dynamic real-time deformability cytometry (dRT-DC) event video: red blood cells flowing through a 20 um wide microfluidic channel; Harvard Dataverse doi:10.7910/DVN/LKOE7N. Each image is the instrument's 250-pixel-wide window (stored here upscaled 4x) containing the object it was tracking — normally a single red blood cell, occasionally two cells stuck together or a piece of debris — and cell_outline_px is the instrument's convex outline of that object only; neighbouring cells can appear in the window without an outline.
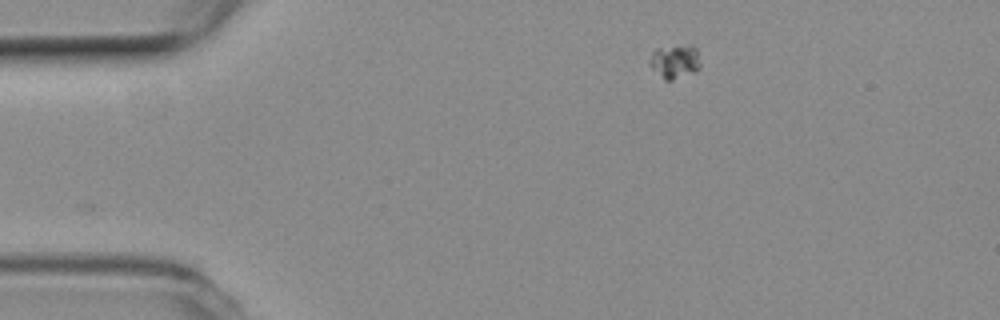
{"species": "common noctule bat (a hibernating species)", "species_latin": "Nyctalus noctula", "temperature_condition": "room temperature", "stored_images_in_passage": 2, "camera_frame_rate_fps": 3000, "um_per_image_px": 0.085, "animal": {"sex": "female", "body_mass_g": 19.3, "forearm_length_mm": 54.1}, "frame": {"image": 1, "passage_image": 2, "time_ms": 0.333, "image_size_px": [1000, 320], "cell_outline_px": [[700, 68], [696, 72], [672, 80], [664, 80], [648, 64], [648, 60], [652, 52], [656, 48], [692, 44], [696, 48], [700, 64]], "centroid_in_image_um": [57.36, 5.22], "position_along_channel_um": 27.6, "area_um2": 10.17}}